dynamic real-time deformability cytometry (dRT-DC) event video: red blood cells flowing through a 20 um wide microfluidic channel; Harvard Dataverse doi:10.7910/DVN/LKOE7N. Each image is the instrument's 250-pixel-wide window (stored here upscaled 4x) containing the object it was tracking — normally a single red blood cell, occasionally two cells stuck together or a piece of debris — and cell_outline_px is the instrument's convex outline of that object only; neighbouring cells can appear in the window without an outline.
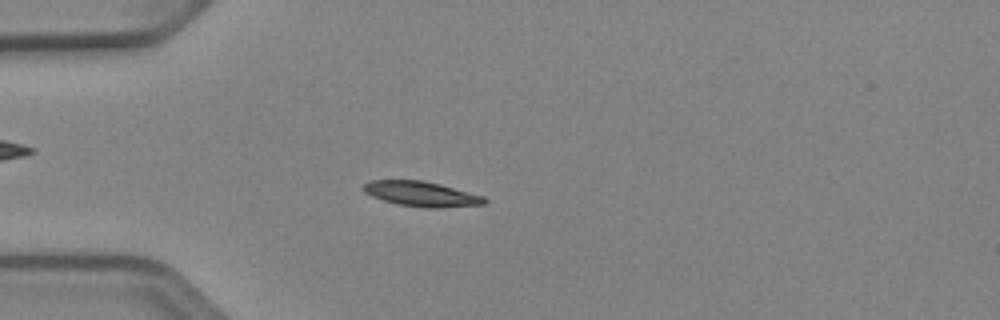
{"species": "Egyptian fruit bat (a non-hibernating species)", "species_latin": "Rousettus aegyptiacus", "temperature_condition": "cold", "stored_images_in_passage": 43, "camera_frame_rate_fps": 3000, "um_per_image_px": 0.085, "animal": {"sex": "female"}, "frame": {"image": 1, "passage_image": 5, "time_ms": 1.333, "image_size_px": [1000, 320], "cell_outline_px": [[488, 200], [484, 204], [440, 208], [424, 208], [396, 204], [372, 196], [364, 192], [360, 188], [368, 180], [420, 180], [440, 184], [484, 196]], "centroid_in_image_um": [35.79, 16.48], "position_along_channel_um": 49.2, "area_um2": 17.74}}
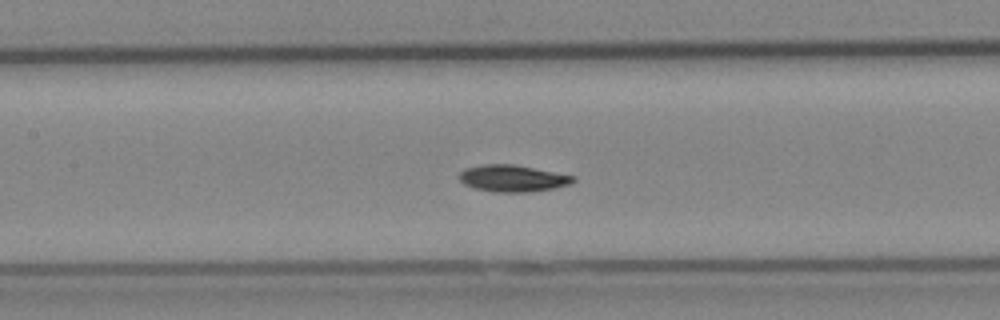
{"frame": {"image": 2, "passage_image": 15, "time_ms": 4.667, "image_size_px": [1000, 320], "cell_outline_px": [[576, 180], [572, 184], [552, 188], [528, 192], [492, 192], [472, 188], [464, 184], [460, 180], [460, 172], [464, 168], [480, 164], [512, 164], [576, 176]], "centroid_in_image_um": [43.55, 15.16], "position_along_channel_um": 163.8, "area_um2": 17.86}}
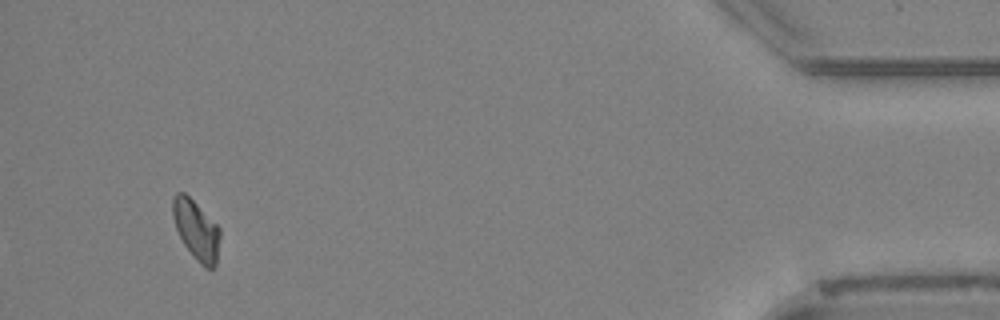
{"frame": {"image": 3, "passage_image": 40, "time_ms": 13.0, "image_size_px": [1000, 320], "cell_outline_px": [[220, 236], [216, 264], [212, 268], [204, 268], [196, 260], [184, 244], [176, 228], [172, 216], [172, 196], [176, 192], [184, 192], [220, 228]], "centroid_in_image_um": [16.67, 19.54], "position_along_channel_um": 418.5, "area_um2": 16.24}, "authors_computed_cell_mechanics": {"area_um2": 17.051, "velocity_mm_per_s": 3.887, "shape_relaxation_time_tau1_ms": 3.8488, "shape_relaxation_time_tau2_ms": null, "deformation_change_tau1": 0.1179, "deformation_change_tau2": null}}